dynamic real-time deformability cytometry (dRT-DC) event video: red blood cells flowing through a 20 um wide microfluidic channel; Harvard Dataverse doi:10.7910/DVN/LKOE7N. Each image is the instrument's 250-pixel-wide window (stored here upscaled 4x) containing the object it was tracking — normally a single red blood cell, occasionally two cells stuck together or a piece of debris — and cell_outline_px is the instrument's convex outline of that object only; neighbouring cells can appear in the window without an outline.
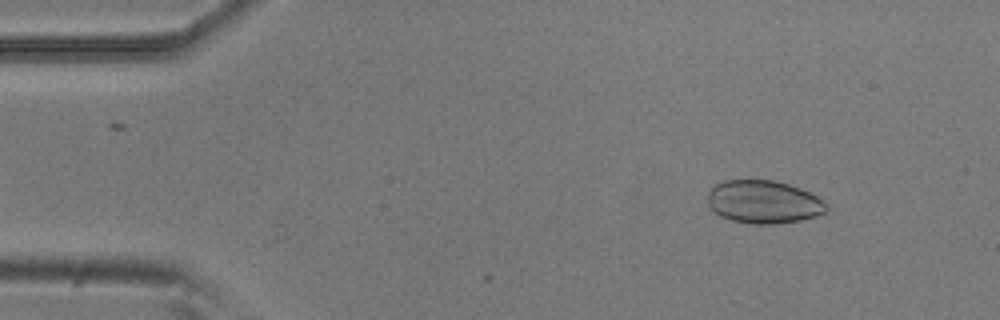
{"species": "common noctule bat (a hibernating species)", "species_latin": "Nyctalus noctula", "temperature_condition": "room temperature", "stored_images_in_passage": 8, "camera_frame_rate_fps": 3000, "um_per_image_px": 0.085, "animal": {"sex": "male", "body_mass_g": 20.5, "forearm_length_mm": 52.5}, "frame": {"image": 1, "passage_image": 5, "time_ms": 1.333, "image_size_px": [1000, 320], "cell_outline_px": [[828, 212], [816, 216], [800, 220], [776, 224], [752, 224], [732, 220], [720, 216], [712, 212], [708, 204], [708, 192], [716, 184], [724, 180], [772, 180], [788, 184], [800, 188], [816, 196], [828, 208]], "centroid_in_image_um": [64.87, 17.17], "position_along_channel_um": 20.1, "area_um2": 29.77}}